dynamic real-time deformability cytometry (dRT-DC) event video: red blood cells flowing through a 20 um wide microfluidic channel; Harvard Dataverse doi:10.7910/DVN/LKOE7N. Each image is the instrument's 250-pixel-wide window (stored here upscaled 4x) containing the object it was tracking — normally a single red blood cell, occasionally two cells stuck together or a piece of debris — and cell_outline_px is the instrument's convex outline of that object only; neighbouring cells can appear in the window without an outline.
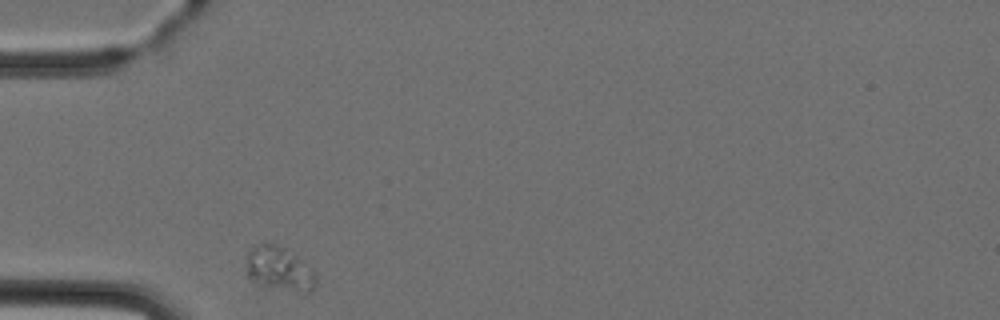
{"species": "Egyptian fruit bat (a non-hibernating species)", "species_latin": "Rousettus aegyptiacus", "temperature_condition": "cold", "stored_images_in_passage": 2, "camera_frame_rate_fps": 3000, "um_per_image_px": 0.085, "animal": {"sex": "female"}, "frame": {"image": 1, "passage_image": 1, "time_ms": 0.0, "image_size_px": [1000, 320], "cell_outline_px": [[316, 284], [308, 292], [256, 284], [248, 280], [248, 252], [256, 244], [276, 244], [284, 248], [296, 256], [316, 276]], "centroid_in_image_um": [23.69, 22.84], "position_along_channel_um": 61.3, "area_um2": 17.05}}
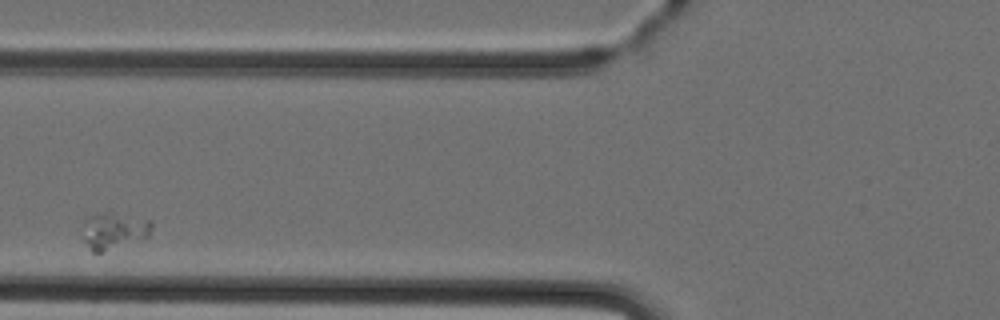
{"frame": {"image": 2, "passage_image": 2, "time_ms": 1.667, "image_size_px": [1000, 320], "cell_outline_px": [[152, 228], [148, 236], [104, 252], [92, 252], [84, 240], [80, 224], [88, 216], [96, 212], [108, 208], [112, 208], [152, 220]], "centroid_in_image_um": [9.65, 19.5], "position_along_channel_um": 116.2, "area_um2": 15.9}}